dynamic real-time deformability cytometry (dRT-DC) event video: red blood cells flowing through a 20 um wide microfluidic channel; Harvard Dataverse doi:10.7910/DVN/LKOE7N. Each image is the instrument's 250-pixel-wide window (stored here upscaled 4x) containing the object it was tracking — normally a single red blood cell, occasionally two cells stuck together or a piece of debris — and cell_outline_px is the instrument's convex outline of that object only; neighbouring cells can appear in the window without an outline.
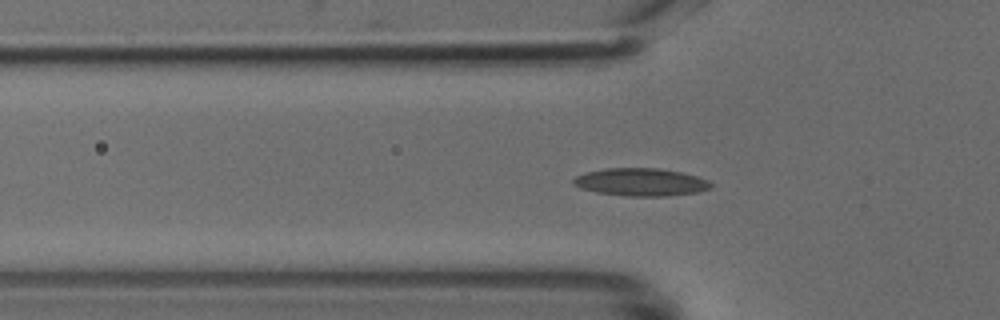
{"species": "common noctule bat (a hibernating species)", "species_latin": "Nyctalus noctula", "temperature_condition": "cold", "stored_images_in_passage": 39, "camera_frame_rate_fps": 3000, "um_per_image_px": 0.085, "animal": {"sex": "male", "body_mass_g": 18.8}, "frame": {"image": 1, "passage_image": 5, "time_ms": 1.333, "image_size_px": [1000, 320], "cell_outline_px": [[712, 188], [700, 192], [668, 196], [624, 196], [596, 192], [580, 188], [572, 184], [572, 180], [576, 176], [588, 172], [604, 168], [656, 168], [680, 172], [696, 176], [708, 180], [712, 184]], "centroid_in_image_um": [54.48, 15.49], "position_along_channel_um": 71.3, "area_um2": 22.31}}
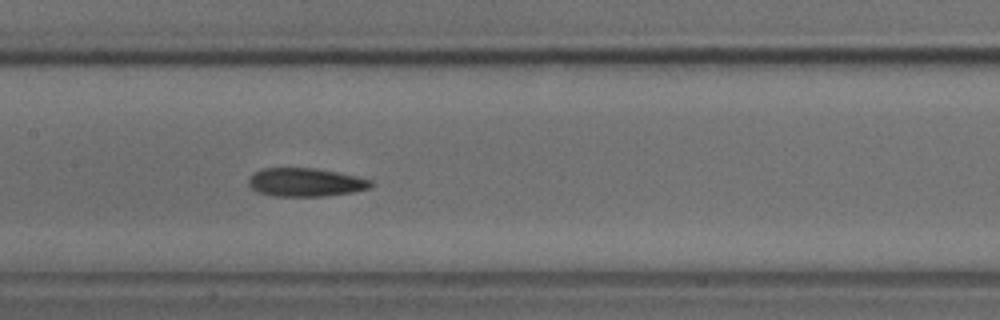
{"frame": {"image": 2, "passage_image": 13, "time_ms": 4.0, "image_size_px": [1000, 320], "cell_outline_px": [[372, 188], [352, 192], [324, 196], [272, 196], [256, 192], [248, 184], [248, 176], [264, 168], [316, 168], [356, 176], [372, 180]], "centroid_in_image_um": [25.95, 15.5], "position_along_channel_um": 181.4, "area_um2": 20.35}}
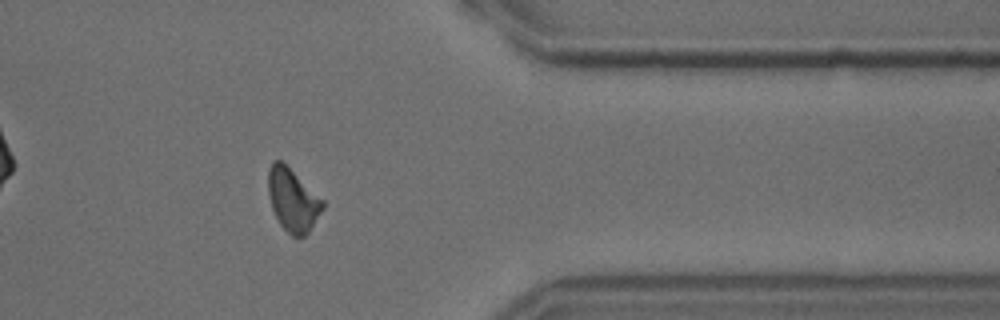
{"frame": {"image": 3, "passage_image": 29, "time_ms": 9.333, "image_size_px": [1000, 320], "cell_outline_px": [[324, 208], [308, 232], [304, 236], [292, 236], [280, 224], [272, 208], [268, 192], [268, 168], [272, 160], [280, 160], [324, 200]], "centroid_in_image_um": [24.88, 16.99], "position_along_channel_um": 386.5, "area_um2": 19.65}}